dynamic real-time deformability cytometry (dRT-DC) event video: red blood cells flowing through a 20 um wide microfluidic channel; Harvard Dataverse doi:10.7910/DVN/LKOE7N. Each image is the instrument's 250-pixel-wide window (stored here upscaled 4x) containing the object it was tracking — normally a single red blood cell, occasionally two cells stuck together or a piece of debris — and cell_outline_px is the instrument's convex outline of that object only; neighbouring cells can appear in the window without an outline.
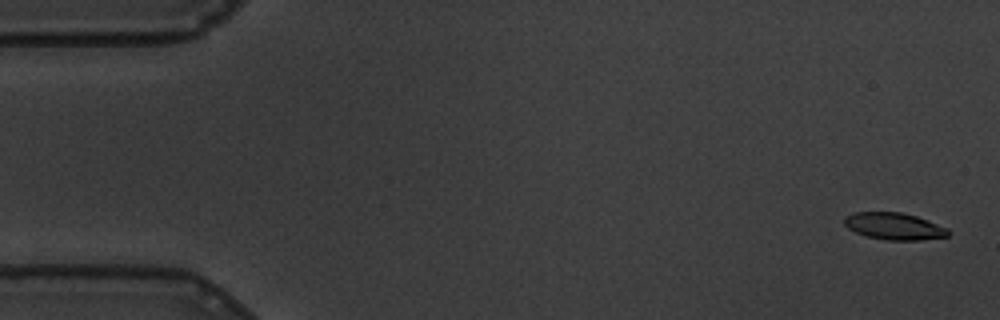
{"species": "common noctule bat (a hibernating species)", "species_latin": "Nyctalus noctula", "temperature_condition": "warm", "stored_images_in_passage": 59, "camera_frame_rate_fps": 3000, "um_per_image_px": 0.085, "animal": {"sex": "male", "body_mass_g": 19.5, "forearm_length_mm": 54.6}, "frame": {"image": 1, "passage_image": 2, "time_ms": 0.333, "image_size_px": [1000, 320], "cell_outline_px": [[952, 232], [948, 236], [920, 240], [888, 240], [868, 236], [856, 232], [848, 228], [844, 224], [844, 216], [852, 212], [900, 212], [916, 216], [948, 228]], "centroid_in_image_um": [76.01, 19.22], "position_along_channel_um": 9.0, "area_um2": 16.3}}
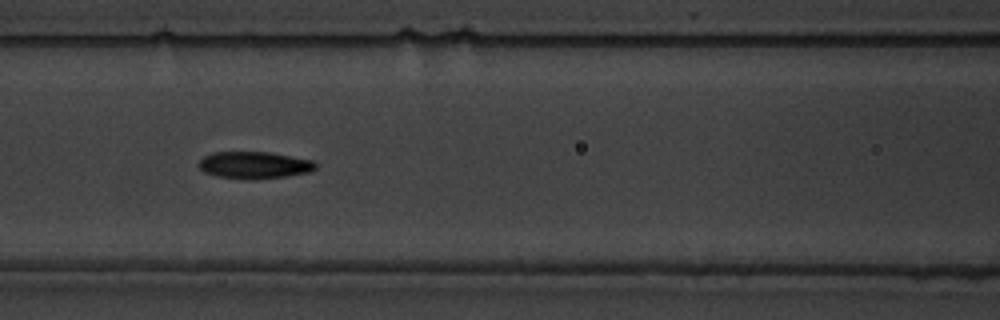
{"frame": {"image": 2, "passage_image": 25, "time_ms": 8.0, "image_size_px": [1000, 320], "cell_outline_px": [[316, 168], [308, 172], [284, 176], [256, 180], [252, 180], [216, 176], [204, 172], [200, 168], [200, 160], [204, 156], [212, 152], [268, 152], [312, 160], [316, 164]], "centroid_in_image_um": [21.59, 14.04], "position_along_channel_um": 145.0, "area_um2": 18.26}}
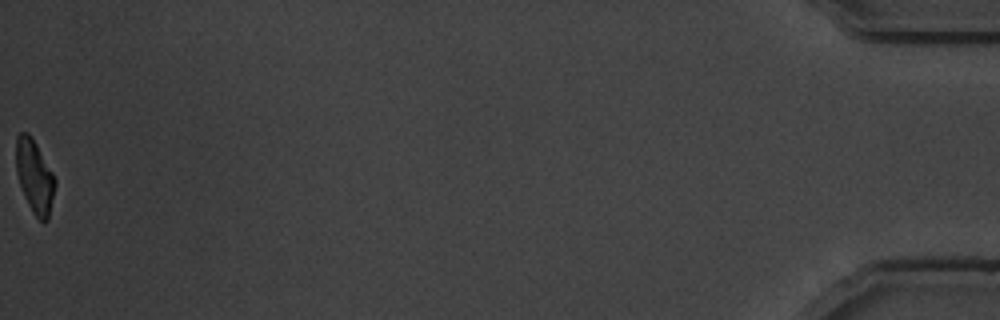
{"frame": {"image": 3, "passage_image": 59, "time_ms": 19.333, "image_size_px": [1000, 320], "cell_outline_px": [[56, 184], [48, 220], [40, 220], [32, 212], [24, 196], [16, 172], [16, 136], [20, 132], [28, 132], [32, 136], [52, 172], [56, 180]], "centroid_in_image_um": [2.93, 14.97], "position_along_channel_um": 432.3, "area_um2": 16.59}, "authors_computed_cell_mechanics": {"area_um2": 17.5712, "velocity_mm_per_s": 3.4504, "shape_relaxation_time_tau1_ms": 3.2907, "shape_relaxation_time_tau2_ms": 3.6758, "deformation_change_tau1": 0.1638, "deformation_change_tau2": 0.0968}}